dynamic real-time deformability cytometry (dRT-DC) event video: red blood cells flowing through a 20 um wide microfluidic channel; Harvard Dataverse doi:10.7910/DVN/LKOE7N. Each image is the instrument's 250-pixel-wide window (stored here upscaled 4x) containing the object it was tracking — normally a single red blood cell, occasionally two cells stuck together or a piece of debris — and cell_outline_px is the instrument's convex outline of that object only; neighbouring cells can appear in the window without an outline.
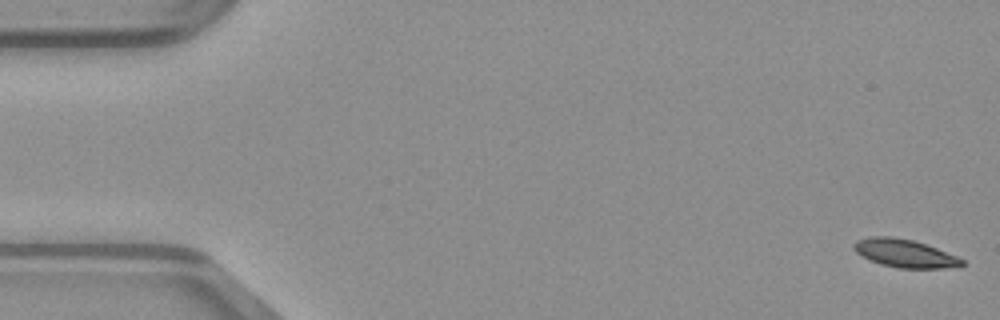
{"species": "common noctule bat (a hibernating species)", "species_latin": "Nyctalus noctula", "temperature_condition": "warm", "stored_images_in_passage": 16, "camera_frame_rate_fps": 3000, "um_per_image_px": 0.085, "animal": {"sex": "male", "body_mass_g": 23.1, "forearm_length_mm": 52.7}, "frame": {"image": 1, "passage_image": 1, "time_ms": 0.0, "image_size_px": [1000, 320], "cell_outline_px": [[964, 264], [960, 268], [896, 268], [880, 264], [868, 260], [856, 252], [852, 248], [852, 244], [856, 240], [872, 236], [892, 236], [912, 240], [936, 248], [956, 256], [964, 260]], "centroid_in_image_um": [76.88, 21.54], "position_along_channel_um": 8.1, "area_um2": 17.86}}
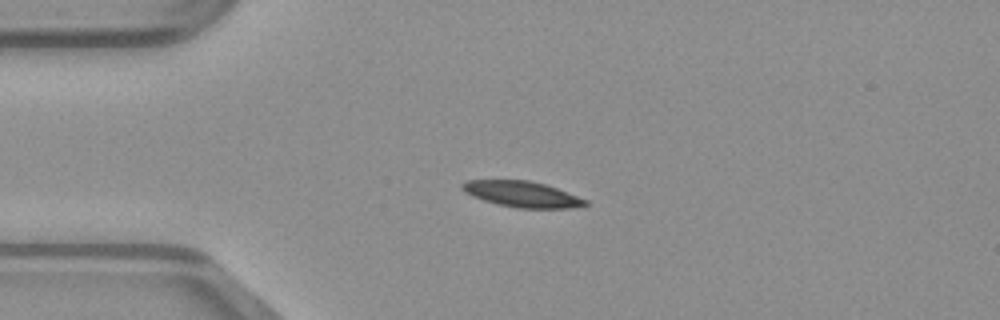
{"frame": {"image": 2, "passage_image": 12, "time_ms": 3.667, "image_size_px": [1000, 320], "cell_outline_px": [[588, 204], [584, 208], [516, 208], [496, 204], [472, 196], [464, 192], [460, 188], [460, 184], [468, 180], [528, 180], [544, 184], [556, 188], [588, 200]], "centroid_in_image_um": [44.38, 16.51], "position_along_channel_um": 40.6, "area_um2": 18.73}}